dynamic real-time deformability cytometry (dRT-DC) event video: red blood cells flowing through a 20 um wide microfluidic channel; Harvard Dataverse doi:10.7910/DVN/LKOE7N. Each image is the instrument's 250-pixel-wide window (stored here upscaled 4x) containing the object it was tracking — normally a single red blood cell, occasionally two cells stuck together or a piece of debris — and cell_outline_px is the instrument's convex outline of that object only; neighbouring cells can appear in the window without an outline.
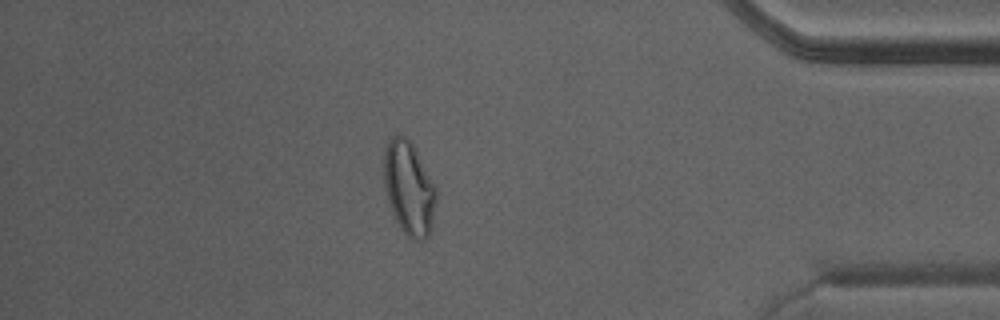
{"species": "Egyptian fruit bat (a non-hibernating species)", "species_latin": "Rousettus aegyptiacus", "temperature_condition": "warm", "stored_images_in_passage": 40, "segment_of_instrument_passage": [1, 2], "camera_frame_rate_fps": 3000, "um_per_image_px": 0.085, "animal": {"sex": "male"}, "frame": {"image": 1, "passage_image": 34, "time_ms": 11.0, "image_size_px": [1000, 320], "cell_outline_px": [[436, 200], [432, 228], [428, 236], [420, 244], [412, 240], [400, 228], [392, 212], [388, 200], [384, 180], [384, 148], [388, 140], [392, 136], [404, 136], [412, 144], [436, 188]], "centroid_in_image_um": [34.76, 16.06], "position_along_channel_um": 400.4, "area_um2": 28.38}}